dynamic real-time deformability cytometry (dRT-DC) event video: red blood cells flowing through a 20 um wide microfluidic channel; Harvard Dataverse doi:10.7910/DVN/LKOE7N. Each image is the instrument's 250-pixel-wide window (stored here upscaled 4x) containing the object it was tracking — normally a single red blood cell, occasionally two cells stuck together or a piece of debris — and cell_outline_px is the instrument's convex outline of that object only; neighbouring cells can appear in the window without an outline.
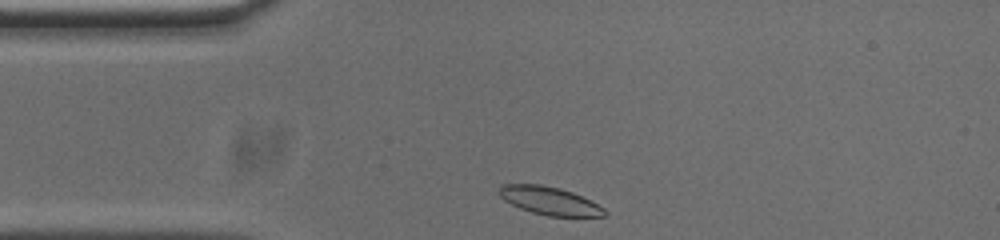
{"species": "common noctule bat (a hibernating species)", "species_latin": "Nyctalus noctula", "temperature_condition": "cold", "stored_images_in_passage": 32, "camera_frame_rate_fps": 3000, "um_per_image_px": 0.085, "animal": {"sex": "male", "body_mass_g": 20.0, "forearm_length_mm": 53.3}, "frame": {"image": 1, "passage_image": 1, "time_ms": 0.0, "image_size_px": [1000, 240], "cell_outline_px": [[608, 212], [604, 216], [548, 216], [532, 212], [520, 208], [504, 200], [500, 196], [500, 188], [504, 184], [540, 184], [560, 188], [572, 192], [604, 208]], "centroid_in_image_um": [46.71, 17.07], "position_along_channel_um": 38.3, "area_um2": 16.94}}
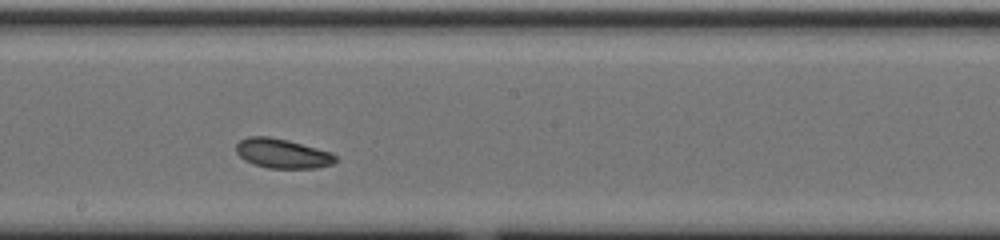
{"frame": {"image": 2, "passage_image": 18, "time_ms": 5.667, "image_size_px": [1000, 240], "cell_outline_px": [[336, 160], [332, 164], [316, 168], [268, 168], [252, 164], [244, 160], [236, 152], [236, 144], [240, 140], [248, 136], [268, 136], [288, 140], [332, 152], [336, 156]], "centroid_in_image_um": [23.98, 13.04], "position_along_channel_um": 224.2, "area_um2": 17.17}}
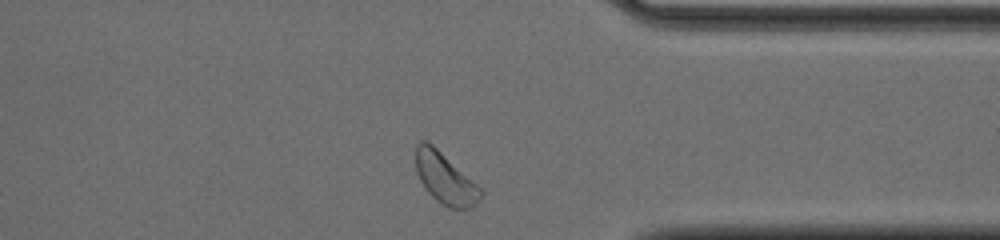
{"frame": {"image": 3, "passage_image": 31, "time_ms": 10.0, "image_size_px": [1000, 240], "cell_outline_px": [[484, 196], [472, 208], [448, 208], [436, 200], [428, 192], [420, 180], [416, 172], [416, 144], [420, 140], [428, 140], [476, 184], [484, 192]], "centroid_in_image_um": [37.83, 15.17], "position_along_channel_um": 373.6, "area_um2": 19.19}, "authors_computed_cell_mechanics": {"area_um2": 17.0221, "velocity_mm_per_s": 3.6576, "shape_relaxation_time_tau1_ms": 3.7019, "shape_relaxation_time_tau2_ms": 5.1203, "deformation_change_tau1": 0.0753, "deformation_change_tau2": 0.0867}}